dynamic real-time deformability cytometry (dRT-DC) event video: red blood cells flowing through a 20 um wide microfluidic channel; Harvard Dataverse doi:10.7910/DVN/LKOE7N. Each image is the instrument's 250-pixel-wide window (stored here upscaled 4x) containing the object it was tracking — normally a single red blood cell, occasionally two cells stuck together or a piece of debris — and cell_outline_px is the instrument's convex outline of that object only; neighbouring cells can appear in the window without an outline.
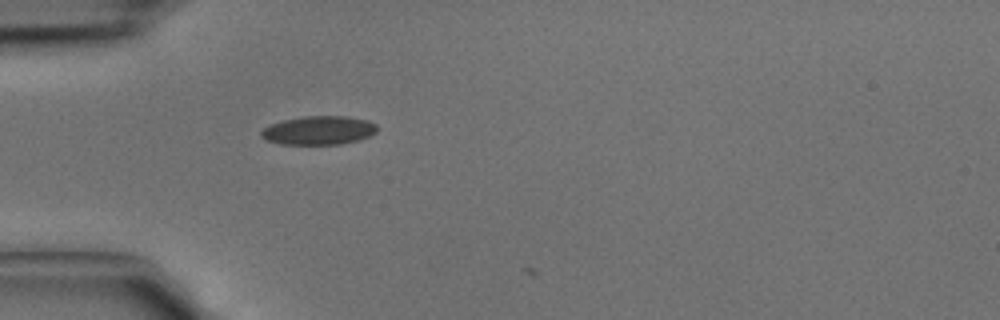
{"species": "common noctule bat (a hibernating species)", "species_latin": "Nyctalus noctula", "temperature_condition": "cold", "stored_images_in_passage": 4, "camera_frame_rate_fps": 3000, "um_per_image_px": 0.085, "animal": {"sex": "male", "body_mass_g": 15.6}, "frame": {"image": 1, "passage_image": 1, "time_ms": 0.0, "image_size_px": [1000, 320], "cell_outline_px": [[376, 132], [360, 140], [340, 144], [280, 144], [264, 140], [260, 136], [260, 132], [264, 128], [272, 124], [284, 120], [304, 116], [344, 116], [368, 120], [376, 124]], "centroid_in_image_um": [27.08, 11.09], "position_along_channel_um": 57.9, "area_um2": 19.36}}